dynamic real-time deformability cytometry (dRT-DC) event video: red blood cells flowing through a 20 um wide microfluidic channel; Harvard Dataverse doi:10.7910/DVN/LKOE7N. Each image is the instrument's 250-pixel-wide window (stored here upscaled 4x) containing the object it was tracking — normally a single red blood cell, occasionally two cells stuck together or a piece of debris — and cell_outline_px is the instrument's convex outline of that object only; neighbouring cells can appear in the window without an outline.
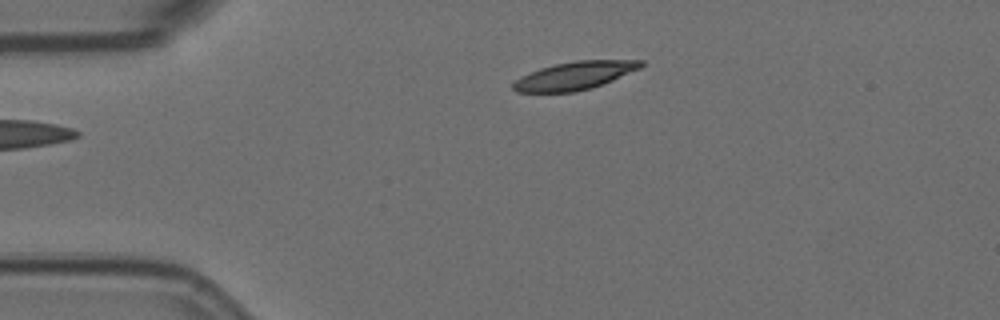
{"species": "Egyptian fruit bat (a non-hibernating species)", "species_latin": "Rousettus aegyptiacus", "temperature_condition": "room temperature", "stored_images_in_passage": 46, "camera_frame_rate_fps": 3000, "um_per_image_px": 0.085, "animal": {"sex": "female"}, "frame": {"image": 1, "passage_image": 1, "time_ms": 0.0, "image_size_px": [1000, 320], "cell_outline_px": [[644, 64], [640, 68], [612, 80], [592, 88], [576, 92], [516, 92], [512, 88], [512, 80], [540, 68], [556, 64], [576, 60], [644, 60]], "centroid_in_image_um": [48.81, 6.43], "position_along_channel_um": 36.2, "area_um2": 20.87}}
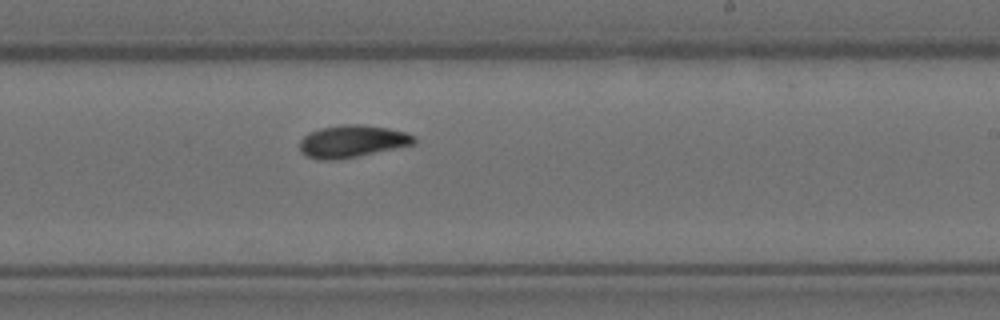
{"frame": {"image": 2, "passage_image": 23, "time_ms": 7.333, "image_size_px": [1000, 320], "cell_outline_px": [[416, 144], [340, 160], [320, 160], [304, 156], [300, 152], [300, 140], [308, 132], [320, 128], [344, 124], [360, 124], [388, 128], [404, 132], [416, 136]], "centroid_in_image_um": [29.92, 12.02], "position_along_channel_um": 259.1, "area_um2": 21.85}}
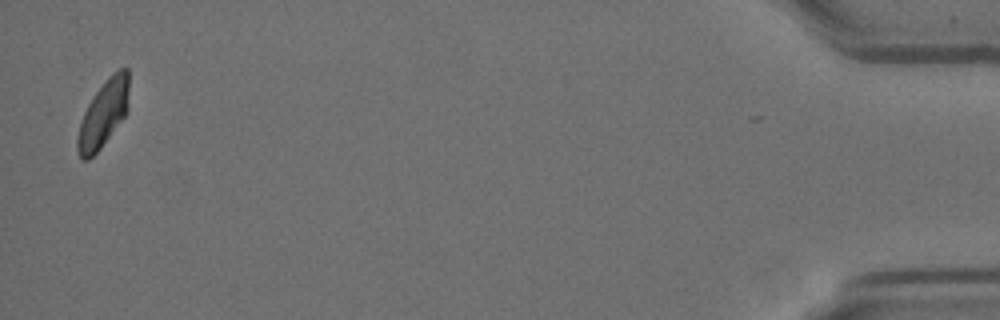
{"frame": {"image": 3, "passage_image": 45, "time_ms": 14.667, "image_size_px": [1000, 320], "cell_outline_px": [[128, 112], [100, 148], [88, 160], [80, 160], [76, 148], [76, 136], [84, 112], [92, 96], [104, 80], [112, 72], [120, 68], [128, 68]], "centroid_in_image_um": [8.77, 9.67], "position_along_channel_um": 426.4, "area_um2": 20.17}, "authors_computed_cell_mechanics": {"area_um2": 20.808, "velocity_mm_per_s": 3.5233, "shape_relaxation_time_tau1_ms": 5.9698, "shape_relaxation_time_tau2_ms": 2.9619, "deformation_change_tau1": 0.1621, "deformation_change_tau2": 0.0692}}